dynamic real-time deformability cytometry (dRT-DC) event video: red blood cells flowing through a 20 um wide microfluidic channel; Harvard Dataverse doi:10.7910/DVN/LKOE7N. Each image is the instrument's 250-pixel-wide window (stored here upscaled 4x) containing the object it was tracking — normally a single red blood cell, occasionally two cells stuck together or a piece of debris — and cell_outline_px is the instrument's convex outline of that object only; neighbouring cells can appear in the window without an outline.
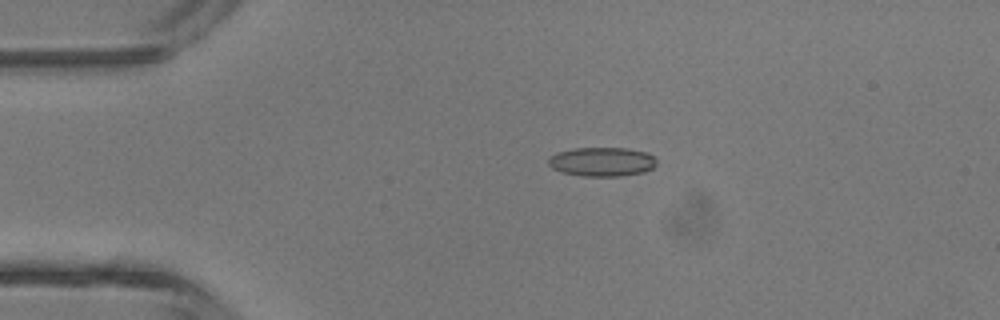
{"species": "common noctule bat (a hibernating species)", "species_latin": "Nyctalus noctula", "temperature_condition": "room temperature", "stored_images_in_passage": 3, "camera_frame_rate_fps": 3000, "um_per_image_px": 0.085, "animal": {"sex": "male", "body_mass_g": 13.3}, "frame": {"image": 1, "passage_image": 3, "time_ms": 2.333, "image_size_px": [1000, 320], "cell_outline_px": [[656, 164], [652, 168], [644, 172], [620, 176], [580, 176], [560, 172], [552, 168], [548, 164], [548, 156], [560, 152], [576, 148], [628, 148], [648, 152], [656, 160]], "centroid_in_image_um": [51.16, 13.75], "position_along_channel_um": 33.8, "area_um2": 18.44}}